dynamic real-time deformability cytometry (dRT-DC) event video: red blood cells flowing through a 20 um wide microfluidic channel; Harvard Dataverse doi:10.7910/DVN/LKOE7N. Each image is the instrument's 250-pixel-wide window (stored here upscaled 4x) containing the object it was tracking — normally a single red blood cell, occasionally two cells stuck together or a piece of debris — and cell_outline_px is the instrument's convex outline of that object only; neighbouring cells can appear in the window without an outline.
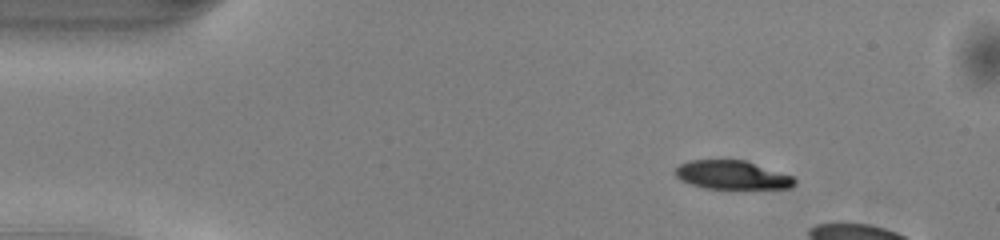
{"species": "common noctule bat (a hibernating species)", "species_latin": "Nyctalus noctula", "temperature_condition": "warm", "stored_images_in_passage": 13, "camera_frame_rate_fps": 3000, "um_per_image_px": 0.085, "animal": {"sex": "male", "body_mass_g": 13.0, "forearm_length_mm": 53.1}, "frame": {"image": 1, "passage_image": 6, "time_ms": 1.667, "image_size_px": [1000, 240], "cell_outline_px": [[796, 184], [788, 188], [704, 188], [680, 180], [672, 172], [680, 164], [688, 160], [748, 160], [792, 176], [796, 180]], "centroid_in_image_um": [62.21, 14.86], "position_along_channel_um": 22.8, "area_um2": 19.94}}